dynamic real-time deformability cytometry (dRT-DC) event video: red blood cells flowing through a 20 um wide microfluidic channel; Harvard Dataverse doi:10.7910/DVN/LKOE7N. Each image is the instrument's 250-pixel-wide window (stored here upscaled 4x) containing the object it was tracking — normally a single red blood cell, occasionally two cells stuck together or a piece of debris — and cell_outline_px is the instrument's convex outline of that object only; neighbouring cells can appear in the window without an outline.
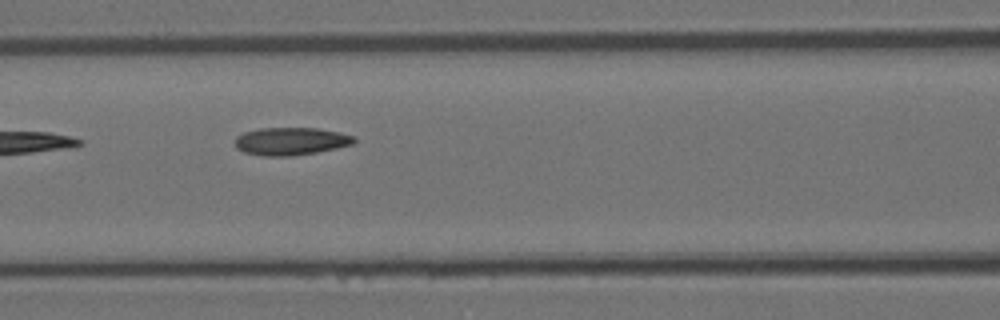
{"species": "Egyptian fruit bat (a non-hibernating species)", "species_latin": "Rousettus aegyptiacus", "temperature_condition": "room temperature", "stored_images_in_passage": 7, "segment_of_instrument_passage": [2, 2], "camera_frame_rate_fps": 3000, "um_per_image_px": 0.085, "animal": {"sex": "female"}, "frame": {"image": 1, "passage_image": 7, "time_ms": 7.0, "image_size_px": [1000, 320], "cell_outline_px": [[356, 140], [352, 144], [336, 148], [316, 152], [292, 156], [264, 156], [244, 152], [236, 148], [236, 136], [244, 132], [260, 128], [316, 128], [340, 132], [356, 136]], "centroid_in_image_um": [24.73, 12.0], "position_along_channel_um": 141.9, "area_um2": 19.25}}